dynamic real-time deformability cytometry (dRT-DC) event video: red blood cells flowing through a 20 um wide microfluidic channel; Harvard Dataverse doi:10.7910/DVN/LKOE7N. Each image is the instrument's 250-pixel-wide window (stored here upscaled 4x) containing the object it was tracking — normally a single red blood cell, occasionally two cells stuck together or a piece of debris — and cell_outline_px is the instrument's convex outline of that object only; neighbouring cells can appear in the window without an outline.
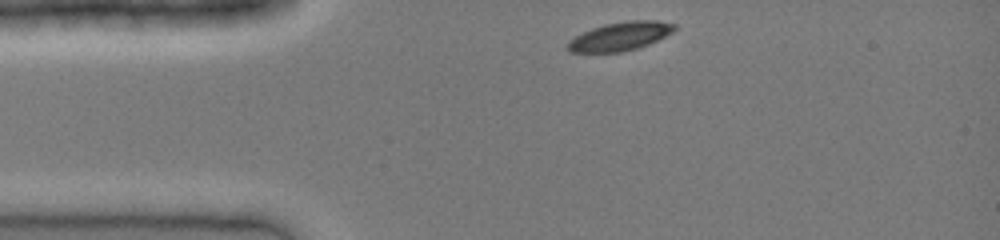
{"species": "common noctule bat (a hibernating species)", "species_latin": "Nyctalus noctula", "temperature_condition": "cold", "stored_images_in_passage": 30, "camera_frame_rate_fps": 3000, "um_per_image_px": 0.085, "animal": {"sex": "female", "body_mass_g": 19.0, "forearm_length_mm": 51.5}, "frame": {"image": 1, "passage_image": 1, "time_ms": 0.0, "image_size_px": [1000, 240], "cell_outline_px": [[676, 28], [672, 32], [648, 44], [636, 48], [620, 52], [568, 52], [568, 40], [592, 28], [604, 24], [628, 20], [656, 20], [676, 24]], "centroid_in_image_um": [52.71, 3.07], "position_along_channel_um": 32.3, "area_um2": 17.57}}
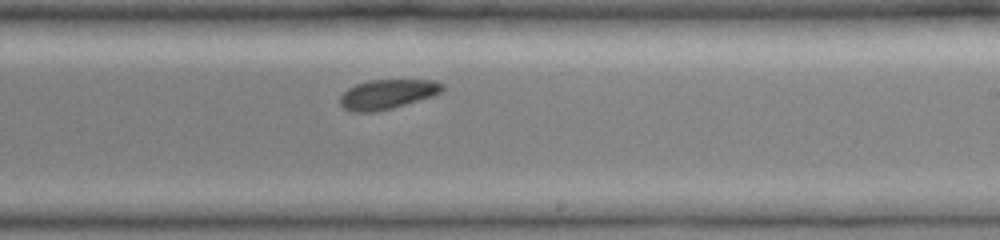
{"frame": {"image": 2, "passage_image": 18, "time_ms": 5.667, "image_size_px": [1000, 240], "cell_outline_px": [[444, 88], [440, 92], [432, 96], [404, 104], [372, 112], [352, 112], [344, 108], [340, 104], [340, 96], [348, 88], [356, 84], [368, 80], [436, 80], [444, 84]], "centroid_in_image_um": [32.91, 7.99], "position_along_channel_um": 256.1, "area_um2": 17.4}}
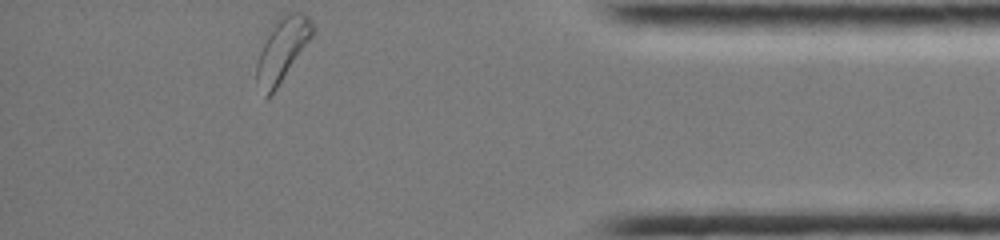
{"frame": {"image": 3, "passage_image": 30, "time_ms": 9.667, "image_size_px": [1000, 240], "cell_outline_px": [[316, 32], [276, 88], [264, 100], [256, 80], [256, 64], [260, 52], [280, 12], [304, 12], [312, 20], [316, 28]], "centroid_in_image_um": [24.03, 4.17], "position_along_channel_um": 411.2, "area_um2": 20.69}}